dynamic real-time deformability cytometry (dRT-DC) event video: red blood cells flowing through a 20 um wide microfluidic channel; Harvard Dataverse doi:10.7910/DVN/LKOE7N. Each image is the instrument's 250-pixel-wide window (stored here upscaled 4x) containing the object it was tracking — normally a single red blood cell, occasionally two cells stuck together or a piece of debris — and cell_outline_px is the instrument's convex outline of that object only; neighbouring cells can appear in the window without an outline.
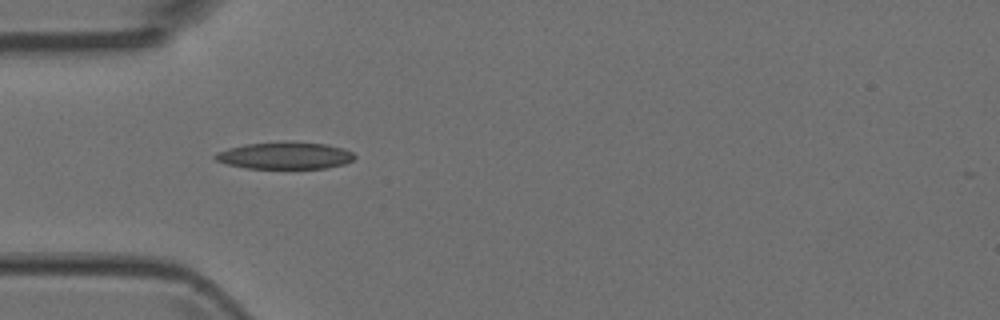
{"species": "Egyptian fruit bat (a non-hibernating species)", "species_latin": "Rousettus aegyptiacus", "temperature_condition": "room temperature", "stored_images_in_passage": 5, "camera_frame_rate_fps": 3000, "um_per_image_px": 0.085, "animal": {"sex": "female"}, "frame": {"image": 1, "passage_image": 4, "time_ms": 1.0, "image_size_px": [1000, 320], "cell_outline_px": [[356, 156], [352, 160], [344, 164], [324, 168], [244, 168], [228, 164], [216, 160], [212, 156], [216, 152], [228, 148], [244, 144], [284, 140], [324, 144], [340, 148], [352, 152]], "centroid_in_image_um": [24.17, 13.2], "position_along_channel_um": 60.8, "area_um2": 22.08}}
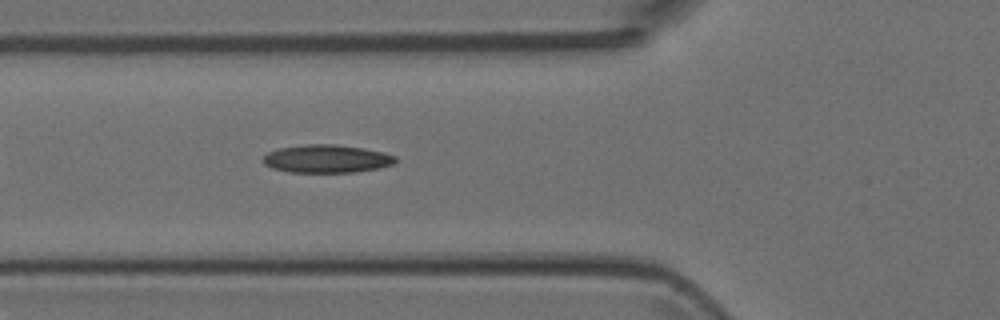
{"frame": {"image": 2, "passage_image": 5, "time_ms": 1.333, "image_size_px": [1000, 320], "cell_outline_px": [[396, 160], [392, 164], [380, 168], [352, 172], [288, 172], [272, 168], [264, 164], [260, 160], [268, 152], [280, 148], [304, 144], [336, 144], [364, 148], [384, 152], [396, 156]], "centroid_in_image_um": [27.75, 13.49], "position_along_channel_um": 98.1, "area_um2": 21.73}}